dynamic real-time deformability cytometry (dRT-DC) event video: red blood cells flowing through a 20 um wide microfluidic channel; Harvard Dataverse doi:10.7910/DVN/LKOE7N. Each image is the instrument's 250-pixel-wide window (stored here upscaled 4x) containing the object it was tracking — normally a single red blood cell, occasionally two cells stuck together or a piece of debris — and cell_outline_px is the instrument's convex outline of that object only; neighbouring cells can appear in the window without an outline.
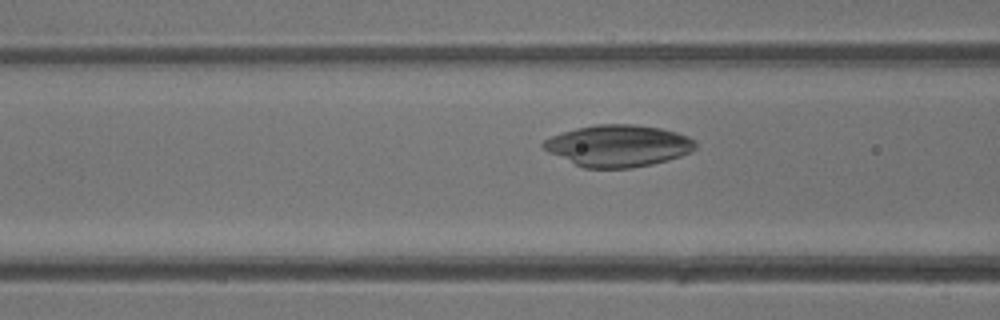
{"species": "common noctule bat (a hibernating species)", "species_latin": "Nyctalus noctula", "temperature_condition": "warm", "stored_images_in_passage": 6, "camera_frame_rate_fps": 3000, "um_per_image_px": 0.085, "animal": {"sex": "male", "body_mass_g": 13.3}, "frame": {"image": 1, "passage_image": 3, "time_ms": 2.333, "image_size_px": [1000, 320], "cell_outline_px": [[696, 148], [692, 152], [668, 160], [652, 164], [632, 168], [584, 168], [548, 152], [540, 144], [544, 140], [552, 136], [576, 128], [596, 124], [632, 124], [660, 128], [676, 132], [688, 136], [696, 140]], "centroid_in_image_um": [52.57, 12.39], "position_along_channel_um": 114.0, "area_um2": 36.99}}